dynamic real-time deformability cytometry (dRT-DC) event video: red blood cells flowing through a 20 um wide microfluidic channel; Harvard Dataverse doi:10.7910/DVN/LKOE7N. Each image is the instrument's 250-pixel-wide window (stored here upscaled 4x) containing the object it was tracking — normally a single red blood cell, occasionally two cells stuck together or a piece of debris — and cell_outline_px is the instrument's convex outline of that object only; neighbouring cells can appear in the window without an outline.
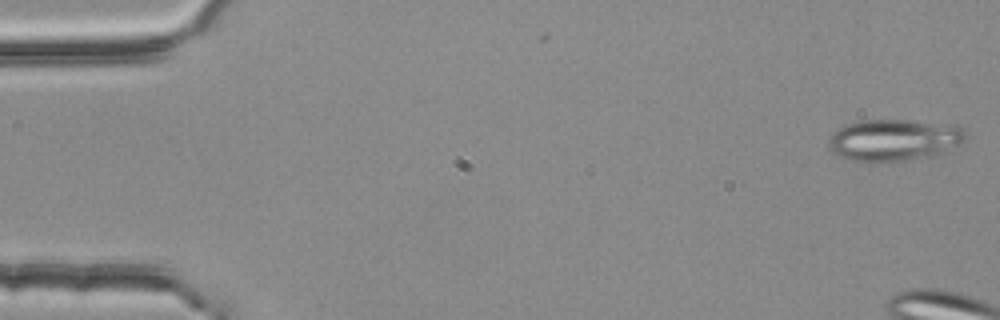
{"species": "common noctule bat (a hibernating species)", "species_latin": "Nyctalus noctula", "temperature_condition": "room temperature", "stored_images_in_passage": 5, "camera_frame_rate_fps": 3000, "um_per_image_px": 0.085, "animal": {"sex": "female", "body_mass_g": 25.1}, "frame": {"image": 1, "passage_image": 1, "time_ms": 0.0, "image_size_px": [1000, 320], "cell_outline_px": [[964, 140], [944, 152], [928, 156], [900, 160], [852, 160], [836, 152], [828, 144], [828, 140], [840, 128], [848, 124], [864, 120], [908, 120], [956, 124], [964, 132]], "centroid_in_image_um": [76.04, 11.86], "position_along_channel_um": 9.0, "area_um2": 32.08}}